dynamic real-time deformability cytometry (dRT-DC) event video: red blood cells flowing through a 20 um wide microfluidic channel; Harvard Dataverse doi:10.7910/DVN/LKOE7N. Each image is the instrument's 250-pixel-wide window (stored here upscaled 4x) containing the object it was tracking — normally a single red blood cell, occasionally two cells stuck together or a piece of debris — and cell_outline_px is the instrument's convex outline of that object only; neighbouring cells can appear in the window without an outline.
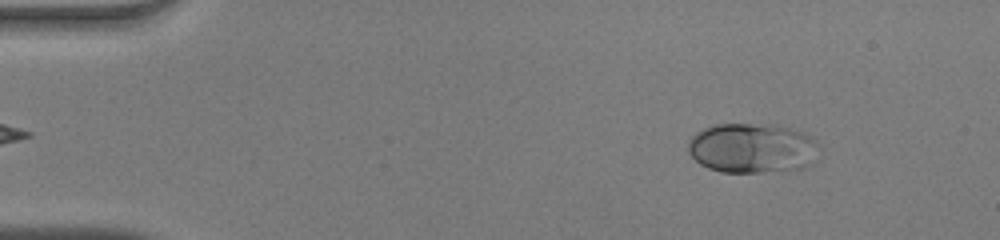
{"species": "human", "species_latin": "Homo sapiens", "temperature_condition": "warm", "stored_images_in_passage": 51, "camera_frame_rate_fps": 3000, "um_per_image_px": 0.085, "donor": {"sex": "male"}, "frame": {"image": 1, "passage_image": 6, "time_ms": 1.667, "image_size_px": [1000, 240], "cell_outline_px": [[820, 144], [812, 164], [804, 168], [760, 172], [720, 172], [708, 168], [700, 164], [688, 152], [688, 140], [696, 132], [704, 128], [716, 124], [780, 124], [804, 132], [812, 136]], "centroid_in_image_um": [63.97, 12.57], "position_along_channel_um": 21.0, "area_um2": 38.61}}
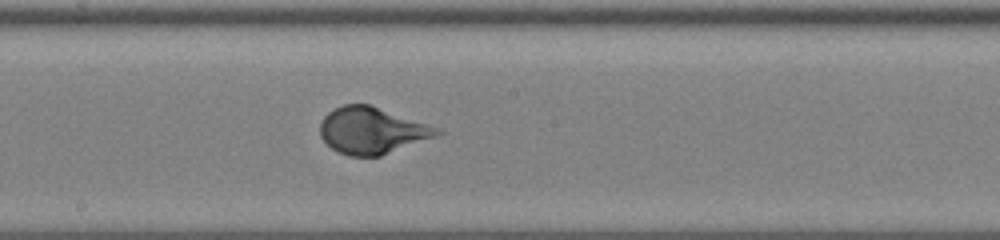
{"frame": {"image": 2, "passage_image": 28, "time_ms": 9.0, "image_size_px": [1000, 240], "cell_outline_px": [[444, 132], [436, 136], [380, 156], [348, 156], [332, 148], [320, 136], [320, 120], [328, 112], [344, 104], [368, 104], [444, 128]], "centroid_in_image_um": [31.65, 11.08], "position_along_channel_um": 216.5, "area_um2": 31.85}}
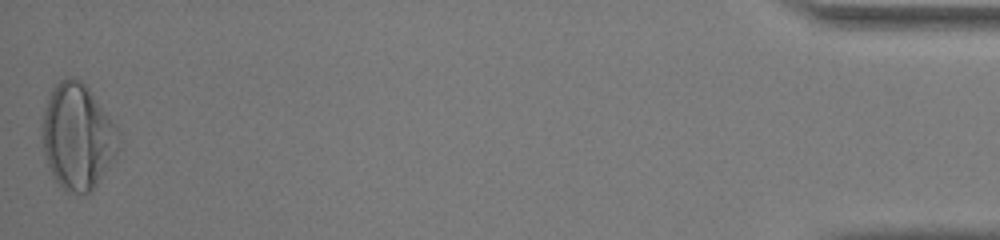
{"frame": {"image": 3, "passage_image": 51, "time_ms": 16.667, "image_size_px": [1000, 240], "cell_outline_px": [[120, 140], [116, 152], [92, 192], [68, 192], [52, 176], [48, 168], [44, 156], [40, 124], [48, 92], [60, 80], [72, 76], [80, 80], [88, 88], [108, 116], [116, 128]], "centroid_in_image_um": [6.52, 11.58], "position_along_channel_um": 428.7, "area_um2": 46.82}}